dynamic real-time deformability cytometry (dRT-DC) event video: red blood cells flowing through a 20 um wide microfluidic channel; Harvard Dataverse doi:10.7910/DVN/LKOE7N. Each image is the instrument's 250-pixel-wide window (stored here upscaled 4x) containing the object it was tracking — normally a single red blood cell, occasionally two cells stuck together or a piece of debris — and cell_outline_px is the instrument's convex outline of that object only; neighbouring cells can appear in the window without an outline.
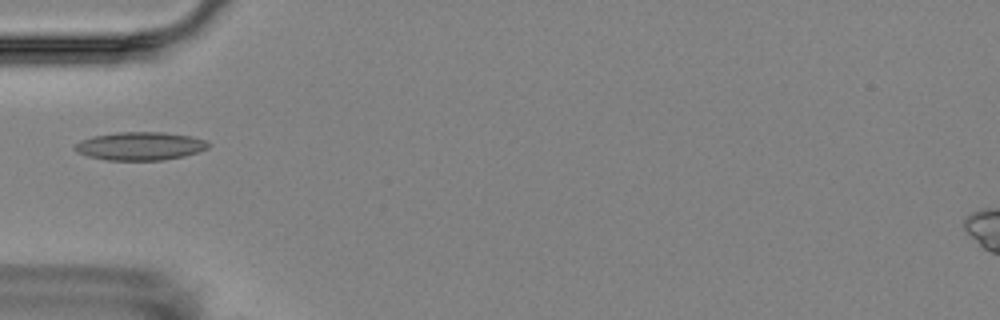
{"species": "Egyptian fruit bat (a non-hibernating species)", "species_latin": "Rousettus aegyptiacus", "temperature_condition": "room temperature", "stored_images_in_passage": 3, "camera_frame_rate_fps": 3000, "um_per_image_px": 0.085, "animal": {"sex": "female"}, "frame": {"image": 1, "passage_image": 3, "time_ms": 2.333, "image_size_px": [1000, 320], "cell_outline_px": [[212, 144], [208, 148], [184, 156], [160, 160], [108, 160], [88, 156], [76, 152], [72, 148], [80, 140], [92, 136], [116, 132], [164, 132], [192, 136], [208, 140]], "centroid_in_image_um": [11.92, 12.4], "position_along_channel_um": 73.1, "area_um2": 22.14}}